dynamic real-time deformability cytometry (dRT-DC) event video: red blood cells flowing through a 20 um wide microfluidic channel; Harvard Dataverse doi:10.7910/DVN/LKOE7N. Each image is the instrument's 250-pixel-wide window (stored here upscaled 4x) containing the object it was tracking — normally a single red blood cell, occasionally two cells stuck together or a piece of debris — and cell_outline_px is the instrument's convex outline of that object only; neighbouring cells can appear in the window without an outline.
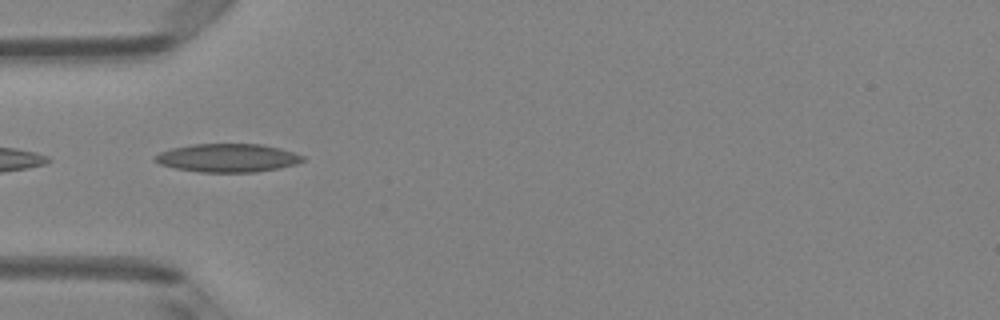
{"species": "Egyptian fruit bat (a non-hibernating species)", "species_latin": "Rousettus aegyptiacus", "temperature_condition": "room temperature", "stored_images_in_passage": 4, "camera_frame_rate_fps": 3000, "um_per_image_px": 0.085, "animal": {"sex": "female"}, "frame": {"image": 1, "passage_image": 3, "time_ms": 0.667, "image_size_px": [1000, 320], "cell_outline_px": [[304, 160], [296, 164], [280, 168], [256, 172], [200, 172], [176, 168], [160, 164], [152, 160], [160, 152], [172, 148], [192, 144], [260, 144], [280, 148], [304, 156]], "centroid_in_image_um": [19.35, 13.42], "position_along_channel_um": 65.6, "area_um2": 24.33}}
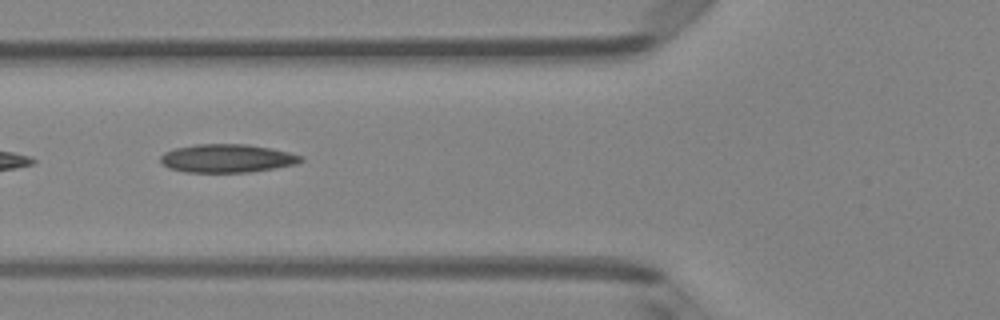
{"frame": {"image": 2, "passage_image": 4, "time_ms": 1.0, "image_size_px": [1000, 320], "cell_outline_px": [[304, 160], [296, 164], [276, 168], [248, 172], [184, 172], [168, 168], [160, 160], [160, 156], [164, 152], [176, 148], [196, 144], [248, 144], [272, 148], [304, 156]], "centroid_in_image_um": [19.32, 13.46], "position_along_channel_um": 106.5, "area_um2": 23.29}}